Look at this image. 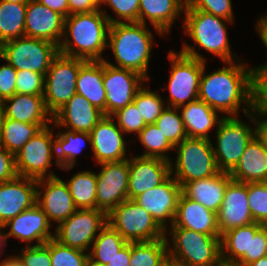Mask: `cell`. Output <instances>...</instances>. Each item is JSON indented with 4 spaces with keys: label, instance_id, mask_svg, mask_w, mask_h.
Instances as JSON below:
<instances>
[{
    "label": "cell",
    "instance_id": "cell-28",
    "mask_svg": "<svg viewBox=\"0 0 267 266\" xmlns=\"http://www.w3.org/2000/svg\"><path fill=\"white\" fill-rule=\"evenodd\" d=\"M104 60L86 61L79 69L76 94L86 98L106 116V91L103 85Z\"/></svg>",
    "mask_w": 267,
    "mask_h": 266
},
{
    "label": "cell",
    "instance_id": "cell-12",
    "mask_svg": "<svg viewBox=\"0 0 267 266\" xmlns=\"http://www.w3.org/2000/svg\"><path fill=\"white\" fill-rule=\"evenodd\" d=\"M107 224V214L102 210L77 209L58 224L54 239L64 246L85 251Z\"/></svg>",
    "mask_w": 267,
    "mask_h": 266
},
{
    "label": "cell",
    "instance_id": "cell-11",
    "mask_svg": "<svg viewBox=\"0 0 267 266\" xmlns=\"http://www.w3.org/2000/svg\"><path fill=\"white\" fill-rule=\"evenodd\" d=\"M216 126L217 147L213 146L216 163L220 172L230 173L256 135V128H251L236 116H225Z\"/></svg>",
    "mask_w": 267,
    "mask_h": 266
},
{
    "label": "cell",
    "instance_id": "cell-27",
    "mask_svg": "<svg viewBox=\"0 0 267 266\" xmlns=\"http://www.w3.org/2000/svg\"><path fill=\"white\" fill-rule=\"evenodd\" d=\"M231 180L229 173L219 172L214 176L185 183L182 186V193L187 198L197 201L207 209L218 213L227 185Z\"/></svg>",
    "mask_w": 267,
    "mask_h": 266
},
{
    "label": "cell",
    "instance_id": "cell-9",
    "mask_svg": "<svg viewBox=\"0 0 267 266\" xmlns=\"http://www.w3.org/2000/svg\"><path fill=\"white\" fill-rule=\"evenodd\" d=\"M58 54L56 44L26 36L0 45V58L6 60L16 70L34 71L44 75Z\"/></svg>",
    "mask_w": 267,
    "mask_h": 266
},
{
    "label": "cell",
    "instance_id": "cell-59",
    "mask_svg": "<svg viewBox=\"0 0 267 266\" xmlns=\"http://www.w3.org/2000/svg\"><path fill=\"white\" fill-rule=\"evenodd\" d=\"M5 118H6V115H5L4 105L2 102H0V140H1V134H2V129H3Z\"/></svg>",
    "mask_w": 267,
    "mask_h": 266
},
{
    "label": "cell",
    "instance_id": "cell-8",
    "mask_svg": "<svg viewBox=\"0 0 267 266\" xmlns=\"http://www.w3.org/2000/svg\"><path fill=\"white\" fill-rule=\"evenodd\" d=\"M107 223L128 243L155 241L166 235L152 215L132 199L117 205L107 215Z\"/></svg>",
    "mask_w": 267,
    "mask_h": 266
},
{
    "label": "cell",
    "instance_id": "cell-30",
    "mask_svg": "<svg viewBox=\"0 0 267 266\" xmlns=\"http://www.w3.org/2000/svg\"><path fill=\"white\" fill-rule=\"evenodd\" d=\"M262 226V224L254 222L223 233L220 238L221 261L226 264L247 266L249 264L250 234H255ZM227 251L231 255L226 254Z\"/></svg>",
    "mask_w": 267,
    "mask_h": 266
},
{
    "label": "cell",
    "instance_id": "cell-36",
    "mask_svg": "<svg viewBox=\"0 0 267 266\" xmlns=\"http://www.w3.org/2000/svg\"><path fill=\"white\" fill-rule=\"evenodd\" d=\"M48 124H29L5 118L0 144L16 155L21 148Z\"/></svg>",
    "mask_w": 267,
    "mask_h": 266
},
{
    "label": "cell",
    "instance_id": "cell-65",
    "mask_svg": "<svg viewBox=\"0 0 267 266\" xmlns=\"http://www.w3.org/2000/svg\"><path fill=\"white\" fill-rule=\"evenodd\" d=\"M218 266H237V265H235V264H226V263L221 262Z\"/></svg>",
    "mask_w": 267,
    "mask_h": 266
},
{
    "label": "cell",
    "instance_id": "cell-50",
    "mask_svg": "<svg viewBox=\"0 0 267 266\" xmlns=\"http://www.w3.org/2000/svg\"><path fill=\"white\" fill-rule=\"evenodd\" d=\"M267 255V228L263 225L255 234H250L249 264Z\"/></svg>",
    "mask_w": 267,
    "mask_h": 266
},
{
    "label": "cell",
    "instance_id": "cell-17",
    "mask_svg": "<svg viewBox=\"0 0 267 266\" xmlns=\"http://www.w3.org/2000/svg\"><path fill=\"white\" fill-rule=\"evenodd\" d=\"M254 223L249 208L247 183L231 180L217 213L220 236L226 231Z\"/></svg>",
    "mask_w": 267,
    "mask_h": 266
},
{
    "label": "cell",
    "instance_id": "cell-51",
    "mask_svg": "<svg viewBox=\"0 0 267 266\" xmlns=\"http://www.w3.org/2000/svg\"><path fill=\"white\" fill-rule=\"evenodd\" d=\"M17 176L15 155L0 144V183L11 181Z\"/></svg>",
    "mask_w": 267,
    "mask_h": 266
},
{
    "label": "cell",
    "instance_id": "cell-23",
    "mask_svg": "<svg viewBox=\"0 0 267 266\" xmlns=\"http://www.w3.org/2000/svg\"><path fill=\"white\" fill-rule=\"evenodd\" d=\"M103 117V112L93 106L86 98L74 94L52 116V121L58 127H66V129L76 132L90 133Z\"/></svg>",
    "mask_w": 267,
    "mask_h": 266
},
{
    "label": "cell",
    "instance_id": "cell-7",
    "mask_svg": "<svg viewBox=\"0 0 267 266\" xmlns=\"http://www.w3.org/2000/svg\"><path fill=\"white\" fill-rule=\"evenodd\" d=\"M184 28L196 45L218 56L223 62H231L233 54L229 47L227 28L224 22L233 21L216 17L213 14L185 8Z\"/></svg>",
    "mask_w": 267,
    "mask_h": 266
},
{
    "label": "cell",
    "instance_id": "cell-33",
    "mask_svg": "<svg viewBox=\"0 0 267 266\" xmlns=\"http://www.w3.org/2000/svg\"><path fill=\"white\" fill-rule=\"evenodd\" d=\"M27 3L0 0V45L25 36Z\"/></svg>",
    "mask_w": 267,
    "mask_h": 266
},
{
    "label": "cell",
    "instance_id": "cell-42",
    "mask_svg": "<svg viewBox=\"0 0 267 266\" xmlns=\"http://www.w3.org/2000/svg\"><path fill=\"white\" fill-rule=\"evenodd\" d=\"M247 195L254 222L267 224V182L247 183Z\"/></svg>",
    "mask_w": 267,
    "mask_h": 266
},
{
    "label": "cell",
    "instance_id": "cell-24",
    "mask_svg": "<svg viewBox=\"0 0 267 266\" xmlns=\"http://www.w3.org/2000/svg\"><path fill=\"white\" fill-rule=\"evenodd\" d=\"M10 226V231L7 232L6 237L14 236L23 241L30 242L36 240L34 246L45 244L48 240L54 238L50 233V223L44 211L35 204L32 208L23 211L13 219H10L4 227Z\"/></svg>",
    "mask_w": 267,
    "mask_h": 266
},
{
    "label": "cell",
    "instance_id": "cell-62",
    "mask_svg": "<svg viewBox=\"0 0 267 266\" xmlns=\"http://www.w3.org/2000/svg\"><path fill=\"white\" fill-rule=\"evenodd\" d=\"M1 229H5L4 225L3 224H0V248L2 247V245H4V243L6 244V234L4 233H1ZM3 242V243H2Z\"/></svg>",
    "mask_w": 267,
    "mask_h": 266
},
{
    "label": "cell",
    "instance_id": "cell-29",
    "mask_svg": "<svg viewBox=\"0 0 267 266\" xmlns=\"http://www.w3.org/2000/svg\"><path fill=\"white\" fill-rule=\"evenodd\" d=\"M2 103L6 118L29 124H49L52 121V117H47L50 113L43 96L14 94Z\"/></svg>",
    "mask_w": 267,
    "mask_h": 266
},
{
    "label": "cell",
    "instance_id": "cell-22",
    "mask_svg": "<svg viewBox=\"0 0 267 266\" xmlns=\"http://www.w3.org/2000/svg\"><path fill=\"white\" fill-rule=\"evenodd\" d=\"M65 17L37 0H28L25 36L43 39L59 46L63 40Z\"/></svg>",
    "mask_w": 267,
    "mask_h": 266
},
{
    "label": "cell",
    "instance_id": "cell-15",
    "mask_svg": "<svg viewBox=\"0 0 267 266\" xmlns=\"http://www.w3.org/2000/svg\"><path fill=\"white\" fill-rule=\"evenodd\" d=\"M144 76L130 69L118 68L104 61L103 85L106 91V116L133 103L143 87ZM141 82V83H140Z\"/></svg>",
    "mask_w": 267,
    "mask_h": 266
},
{
    "label": "cell",
    "instance_id": "cell-10",
    "mask_svg": "<svg viewBox=\"0 0 267 266\" xmlns=\"http://www.w3.org/2000/svg\"><path fill=\"white\" fill-rule=\"evenodd\" d=\"M86 61L58 54L45 74L44 101L53 116L76 94V82L80 67Z\"/></svg>",
    "mask_w": 267,
    "mask_h": 266
},
{
    "label": "cell",
    "instance_id": "cell-38",
    "mask_svg": "<svg viewBox=\"0 0 267 266\" xmlns=\"http://www.w3.org/2000/svg\"><path fill=\"white\" fill-rule=\"evenodd\" d=\"M127 243L116 230L107 224L93 241L92 250L88 256L106 265Z\"/></svg>",
    "mask_w": 267,
    "mask_h": 266
},
{
    "label": "cell",
    "instance_id": "cell-61",
    "mask_svg": "<svg viewBox=\"0 0 267 266\" xmlns=\"http://www.w3.org/2000/svg\"><path fill=\"white\" fill-rule=\"evenodd\" d=\"M85 266H107L105 264H102V263H99V262H96L94 260H92L89 256L86 260V263H85Z\"/></svg>",
    "mask_w": 267,
    "mask_h": 266
},
{
    "label": "cell",
    "instance_id": "cell-16",
    "mask_svg": "<svg viewBox=\"0 0 267 266\" xmlns=\"http://www.w3.org/2000/svg\"><path fill=\"white\" fill-rule=\"evenodd\" d=\"M181 193V185L170 175L162 184L138 195L134 201L150 213L157 224L167 232L166 220L171 221L170 226L173 225Z\"/></svg>",
    "mask_w": 267,
    "mask_h": 266
},
{
    "label": "cell",
    "instance_id": "cell-32",
    "mask_svg": "<svg viewBox=\"0 0 267 266\" xmlns=\"http://www.w3.org/2000/svg\"><path fill=\"white\" fill-rule=\"evenodd\" d=\"M182 107L181 117L184 128L189 138H206L210 140L208 132L223 119L219 118L216 110L208 104L196 99L186 103Z\"/></svg>",
    "mask_w": 267,
    "mask_h": 266
},
{
    "label": "cell",
    "instance_id": "cell-52",
    "mask_svg": "<svg viewBox=\"0 0 267 266\" xmlns=\"http://www.w3.org/2000/svg\"><path fill=\"white\" fill-rule=\"evenodd\" d=\"M257 85V107L267 111V65L254 69Z\"/></svg>",
    "mask_w": 267,
    "mask_h": 266
},
{
    "label": "cell",
    "instance_id": "cell-56",
    "mask_svg": "<svg viewBox=\"0 0 267 266\" xmlns=\"http://www.w3.org/2000/svg\"><path fill=\"white\" fill-rule=\"evenodd\" d=\"M49 9L54 10L65 18L69 16V4L68 0H37Z\"/></svg>",
    "mask_w": 267,
    "mask_h": 266
},
{
    "label": "cell",
    "instance_id": "cell-43",
    "mask_svg": "<svg viewBox=\"0 0 267 266\" xmlns=\"http://www.w3.org/2000/svg\"><path fill=\"white\" fill-rule=\"evenodd\" d=\"M84 252L64 246L54 238L50 240L51 266H85L88 253Z\"/></svg>",
    "mask_w": 267,
    "mask_h": 266
},
{
    "label": "cell",
    "instance_id": "cell-18",
    "mask_svg": "<svg viewBox=\"0 0 267 266\" xmlns=\"http://www.w3.org/2000/svg\"><path fill=\"white\" fill-rule=\"evenodd\" d=\"M37 180L17 176L0 183V224L5 225L37 201Z\"/></svg>",
    "mask_w": 267,
    "mask_h": 266
},
{
    "label": "cell",
    "instance_id": "cell-20",
    "mask_svg": "<svg viewBox=\"0 0 267 266\" xmlns=\"http://www.w3.org/2000/svg\"><path fill=\"white\" fill-rule=\"evenodd\" d=\"M114 119L112 116H104L89 133L93 155L99 164L128 159L124 132L116 126Z\"/></svg>",
    "mask_w": 267,
    "mask_h": 266
},
{
    "label": "cell",
    "instance_id": "cell-64",
    "mask_svg": "<svg viewBox=\"0 0 267 266\" xmlns=\"http://www.w3.org/2000/svg\"><path fill=\"white\" fill-rule=\"evenodd\" d=\"M163 266H176L174 262H171L170 260Z\"/></svg>",
    "mask_w": 267,
    "mask_h": 266
},
{
    "label": "cell",
    "instance_id": "cell-37",
    "mask_svg": "<svg viewBox=\"0 0 267 266\" xmlns=\"http://www.w3.org/2000/svg\"><path fill=\"white\" fill-rule=\"evenodd\" d=\"M66 184L77 209L96 208V173L90 171L78 172Z\"/></svg>",
    "mask_w": 267,
    "mask_h": 266
},
{
    "label": "cell",
    "instance_id": "cell-47",
    "mask_svg": "<svg viewBox=\"0 0 267 266\" xmlns=\"http://www.w3.org/2000/svg\"><path fill=\"white\" fill-rule=\"evenodd\" d=\"M24 266H51L50 240L45 244L28 245L19 256H15Z\"/></svg>",
    "mask_w": 267,
    "mask_h": 266
},
{
    "label": "cell",
    "instance_id": "cell-5",
    "mask_svg": "<svg viewBox=\"0 0 267 266\" xmlns=\"http://www.w3.org/2000/svg\"><path fill=\"white\" fill-rule=\"evenodd\" d=\"M173 248L168 258L176 266H218L221 261L220 235H208L186 228H171Z\"/></svg>",
    "mask_w": 267,
    "mask_h": 266
},
{
    "label": "cell",
    "instance_id": "cell-13",
    "mask_svg": "<svg viewBox=\"0 0 267 266\" xmlns=\"http://www.w3.org/2000/svg\"><path fill=\"white\" fill-rule=\"evenodd\" d=\"M53 137L50 127L46 126L21 148L15 155L18 176L35 180L56 176L54 173H46L52 164V153L55 152Z\"/></svg>",
    "mask_w": 267,
    "mask_h": 266
},
{
    "label": "cell",
    "instance_id": "cell-48",
    "mask_svg": "<svg viewBox=\"0 0 267 266\" xmlns=\"http://www.w3.org/2000/svg\"><path fill=\"white\" fill-rule=\"evenodd\" d=\"M109 5L117 17L127 22H139L140 0H103L102 4Z\"/></svg>",
    "mask_w": 267,
    "mask_h": 266
},
{
    "label": "cell",
    "instance_id": "cell-6",
    "mask_svg": "<svg viewBox=\"0 0 267 266\" xmlns=\"http://www.w3.org/2000/svg\"><path fill=\"white\" fill-rule=\"evenodd\" d=\"M174 149L177 150V160L175 166L171 162V175L176 171L174 179L181 187L185 183L214 176L220 172L211 140L187 137Z\"/></svg>",
    "mask_w": 267,
    "mask_h": 266
},
{
    "label": "cell",
    "instance_id": "cell-39",
    "mask_svg": "<svg viewBox=\"0 0 267 266\" xmlns=\"http://www.w3.org/2000/svg\"><path fill=\"white\" fill-rule=\"evenodd\" d=\"M137 136L140 143L147 149L140 157L160 158L171 162L165 153L173 149L174 146L155 124H147Z\"/></svg>",
    "mask_w": 267,
    "mask_h": 266
},
{
    "label": "cell",
    "instance_id": "cell-58",
    "mask_svg": "<svg viewBox=\"0 0 267 266\" xmlns=\"http://www.w3.org/2000/svg\"><path fill=\"white\" fill-rule=\"evenodd\" d=\"M0 266H24V264L21 263L14 255L0 262Z\"/></svg>",
    "mask_w": 267,
    "mask_h": 266
},
{
    "label": "cell",
    "instance_id": "cell-55",
    "mask_svg": "<svg viewBox=\"0 0 267 266\" xmlns=\"http://www.w3.org/2000/svg\"><path fill=\"white\" fill-rule=\"evenodd\" d=\"M131 256V243H127L118 254H116L107 266H129Z\"/></svg>",
    "mask_w": 267,
    "mask_h": 266
},
{
    "label": "cell",
    "instance_id": "cell-34",
    "mask_svg": "<svg viewBox=\"0 0 267 266\" xmlns=\"http://www.w3.org/2000/svg\"><path fill=\"white\" fill-rule=\"evenodd\" d=\"M85 140L91 144L89 133L71 130L57 133L55 138L56 165L62 170L72 169L75 166L77 154L85 145Z\"/></svg>",
    "mask_w": 267,
    "mask_h": 266
},
{
    "label": "cell",
    "instance_id": "cell-26",
    "mask_svg": "<svg viewBox=\"0 0 267 266\" xmlns=\"http://www.w3.org/2000/svg\"><path fill=\"white\" fill-rule=\"evenodd\" d=\"M229 175L232 180L241 183L267 182V149L257 135L247 144Z\"/></svg>",
    "mask_w": 267,
    "mask_h": 266
},
{
    "label": "cell",
    "instance_id": "cell-14",
    "mask_svg": "<svg viewBox=\"0 0 267 266\" xmlns=\"http://www.w3.org/2000/svg\"><path fill=\"white\" fill-rule=\"evenodd\" d=\"M100 165L102 170L96 174V209L108 215L117 205L128 199L129 158Z\"/></svg>",
    "mask_w": 267,
    "mask_h": 266
},
{
    "label": "cell",
    "instance_id": "cell-46",
    "mask_svg": "<svg viewBox=\"0 0 267 266\" xmlns=\"http://www.w3.org/2000/svg\"><path fill=\"white\" fill-rule=\"evenodd\" d=\"M185 8H194L233 21L231 0H186Z\"/></svg>",
    "mask_w": 267,
    "mask_h": 266
},
{
    "label": "cell",
    "instance_id": "cell-4",
    "mask_svg": "<svg viewBox=\"0 0 267 266\" xmlns=\"http://www.w3.org/2000/svg\"><path fill=\"white\" fill-rule=\"evenodd\" d=\"M168 58L172 66L168 78L170 98L167 107L178 108L186 102L198 99L205 58L188 44H185L179 53L171 51Z\"/></svg>",
    "mask_w": 267,
    "mask_h": 266
},
{
    "label": "cell",
    "instance_id": "cell-45",
    "mask_svg": "<svg viewBox=\"0 0 267 266\" xmlns=\"http://www.w3.org/2000/svg\"><path fill=\"white\" fill-rule=\"evenodd\" d=\"M111 116H115L117 118V125L124 134L136 132L138 135L147 125L134 103H130L124 108L117 110Z\"/></svg>",
    "mask_w": 267,
    "mask_h": 266
},
{
    "label": "cell",
    "instance_id": "cell-1",
    "mask_svg": "<svg viewBox=\"0 0 267 266\" xmlns=\"http://www.w3.org/2000/svg\"><path fill=\"white\" fill-rule=\"evenodd\" d=\"M211 74L204 75L205 61L200 78L198 99L208 104L217 112L236 116L242 102L248 109L257 108V85L254 68L235 64L233 61Z\"/></svg>",
    "mask_w": 267,
    "mask_h": 266
},
{
    "label": "cell",
    "instance_id": "cell-19",
    "mask_svg": "<svg viewBox=\"0 0 267 266\" xmlns=\"http://www.w3.org/2000/svg\"><path fill=\"white\" fill-rule=\"evenodd\" d=\"M171 162L150 157L129 158L128 199L162 184L171 175Z\"/></svg>",
    "mask_w": 267,
    "mask_h": 266
},
{
    "label": "cell",
    "instance_id": "cell-41",
    "mask_svg": "<svg viewBox=\"0 0 267 266\" xmlns=\"http://www.w3.org/2000/svg\"><path fill=\"white\" fill-rule=\"evenodd\" d=\"M133 103L141 113L146 124H154L157 118L167 108L162 97L156 92H151L144 86L137 92Z\"/></svg>",
    "mask_w": 267,
    "mask_h": 266
},
{
    "label": "cell",
    "instance_id": "cell-3",
    "mask_svg": "<svg viewBox=\"0 0 267 266\" xmlns=\"http://www.w3.org/2000/svg\"><path fill=\"white\" fill-rule=\"evenodd\" d=\"M153 34L146 24L140 22H116L110 25L108 46L111 48L117 65L104 61L114 67L138 72L147 80L150 50Z\"/></svg>",
    "mask_w": 267,
    "mask_h": 266
},
{
    "label": "cell",
    "instance_id": "cell-54",
    "mask_svg": "<svg viewBox=\"0 0 267 266\" xmlns=\"http://www.w3.org/2000/svg\"><path fill=\"white\" fill-rule=\"evenodd\" d=\"M103 0H68L69 15L75 13H90L100 9Z\"/></svg>",
    "mask_w": 267,
    "mask_h": 266
},
{
    "label": "cell",
    "instance_id": "cell-44",
    "mask_svg": "<svg viewBox=\"0 0 267 266\" xmlns=\"http://www.w3.org/2000/svg\"><path fill=\"white\" fill-rule=\"evenodd\" d=\"M16 94L43 96L45 75L34 71L17 70Z\"/></svg>",
    "mask_w": 267,
    "mask_h": 266
},
{
    "label": "cell",
    "instance_id": "cell-49",
    "mask_svg": "<svg viewBox=\"0 0 267 266\" xmlns=\"http://www.w3.org/2000/svg\"><path fill=\"white\" fill-rule=\"evenodd\" d=\"M16 72L8 63L0 67V102L16 94Z\"/></svg>",
    "mask_w": 267,
    "mask_h": 266
},
{
    "label": "cell",
    "instance_id": "cell-21",
    "mask_svg": "<svg viewBox=\"0 0 267 266\" xmlns=\"http://www.w3.org/2000/svg\"><path fill=\"white\" fill-rule=\"evenodd\" d=\"M40 186L45 190L42 192L37 188L36 204L44 211L49 223L52 220L60 224L77 210L67 184L58 176L37 180V187Z\"/></svg>",
    "mask_w": 267,
    "mask_h": 266
},
{
    "label": "cell",
    "instance_id": "cell-63",
    "mask_svg": "<svg viewBox=\"0 0 267 266\" xmlns=\"http://www.w3.org/2000/svg\"><path fill=\"white\" fill-rule=\"evenodd\" d=\"M13 4H16V3H19V2H22V3H27L28 0H7Z\"/></svg>",
    "mask_w": 267,
    "mask_h": 266
},
{
    "label": "cell",
    "instance_id": "cell-2",
    "mask_svg": "<svg viewBox=\"0 0 267 266\" xmlns=\"http://www.w3.org/2000/svg\"><path fill=\"white\" fill-rule=\"evenodd\" d=\"M105 13L100 8L90 13H75L66 17L63 32L65 38L58 46L59 53L85 61L104 60L102 52L108 46L110 25L124 22Z\"/></svg>",
    "mask_w": 267,
    "mask_h": 266
},
{
    "label": "cell",
    "instance_id": "cell-35",
    "mask_svg": "<svg viewBox=\"0 0 267 266\" xmlns=\"http://www.w3.org/2000/svg\"><path fill=\"white\" fill-rule=\"evenodd\" d=\"M167 235L150 242L131 243V256L129 266H163L168 261Z\"/></svg>",
    "mask_w": 267,
    "mask_h": 266
},
{
    "label": "cell",
    "instance_id": "cell-25",
    "mask_svg": "<svg viewBox=\"0 0 267 266\" xmlns=\"http://www.w3.org/2000/svg\"><path fill=\"white\" fill-rule=\"evenodd\" d=\"M171 228H186L208 235H220L217 213L181 193L175 220Z\"/></svg>",
    "mask_w": 267,
    "mask_h": 266
},
{
    "label": "cell",
    "instance_id": "cell-57",
    "mask_svg": "<svg viewBox=\"0 0 267 266\" xmlns=\"http://www.w3.org/2000/svg\"><path fill=\"white\" fill-rule=\"evenodd\" d=\"M257 32L267 48V16H261L259 22L257 23ZM267 65V63L265 64Z\"/></svg>",
    "mask_w": 267,
    "mask_h": 266
},
{
    "label": "cell",
    "instance_id": "cell-40",
    "mask_svg": "<svg viewBox=\"0 0 267 266\" xmlns=\"http://www.w3.org/2000/svg\"><path fill=\"white\" fill-rule=\"evenodd\" d=\"M154 124L174 147L187 138L179 108L167 107Z\"/></svg>",
    "mask_w": 267,
    "mask_h": 266
},
{
    "label": "cell",
    "instance_id": "cell-53",
    "mask_svg": "<svg viewBox=\"0 0 267 266\" xmlns=\"http://www.w3.org/2000/svg\"><path fill=\"white\" fill-rule=\"evenodd\" d=\"M243 111L246 114V116L250 118V120L256 125V135L257 137L262 141L264 147L267 149V118L264 120V117L267 115V111H264L260 108H256L253 112H255L256 114H260V118L261 116L263 117V120H256V118L254 117L253 112L250 113V110H248L247 108L243 107Z\"/></svg>",
    "mask_w": 267,
    "mask_h": 266
},
{
    "label": "cell",
    "instance_id": "cell-31",
    "mask_svg": "<svg viewBox=\"0 0 267 266\" xmlns=\"http://www.w3.org/2000/svg\"><path fill=\"white\" fill-rule=\"evenodd\" d=\"M185 6L186 0H140L139 22L146 24L147 18L156 32L164 35Z\"/></svg>",
    "mask_w": 267,
    "mask_h": 266
},
{
    "label": "cell",
    "instance_id": "cell-60",
    "mask_svg": "<svg viewBox=\"0 0 267 266\" xmlns=\"http://www.w3.org/2000/svg\"><path fill=\"white\" fill-rule=\"evenodd\" d=\"M247 266H267V255L263 256L257 261L248 264Z\"/></svg>",
    "mask_w": 267,
    "mask_h": 266
}]
</instances>
